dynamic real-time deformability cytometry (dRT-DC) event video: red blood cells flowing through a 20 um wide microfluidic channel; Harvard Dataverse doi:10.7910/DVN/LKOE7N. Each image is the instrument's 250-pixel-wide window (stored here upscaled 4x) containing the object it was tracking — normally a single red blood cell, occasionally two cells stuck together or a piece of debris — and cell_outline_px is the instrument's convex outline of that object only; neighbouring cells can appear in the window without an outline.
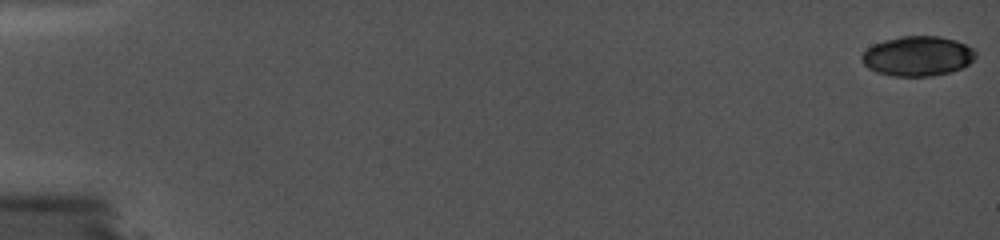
{"species": "common noctule bat (a hibernating species)", "species_latin": "Nyctalus noctula", "temperature_condition": "cold", "stored_images_in_passage": 30, "camera_frame_rate_fps": 5000, "um_per_image_px": 0.085, "animal": {"sex": "female", "body_mass_g": 19.0, "forearm_length_mm": 56.7}, "frame": {"image": 1, "passage_image": 1, "time_ms": 0.0, "image_size_px": [1000, 240], "cell_outline_px": [[976, 56], [968, 64], [952, 72], [932, 76], [892, 76], [876, 72], [868, 68], [860, 60], [860, 56], [872, 44], [884, 40], [900, 36], [940, 36], [956, 40], [972, 48], [976, 52]], "centroid_in_image_um": [77.97, 4.77], "position_along_channel_um": 7.0, "area_um2": 26.59}}
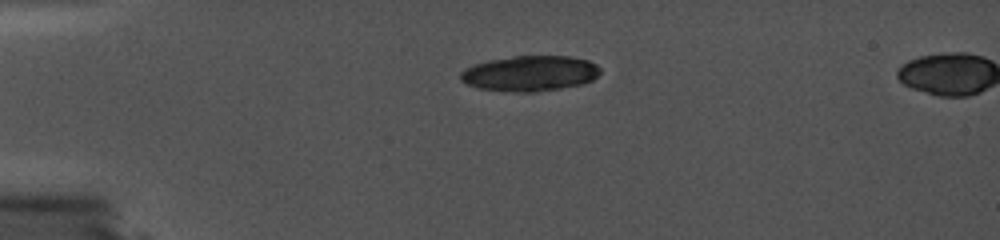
{"frame": {"image": 2, "passage_image": 24, "time_ms": 4.6, "image_size_px": [1000, 240], "cell_outline_px": [[600, 72], [592, 80], [580, 84], [560, 88], [532, 92], [512, 92], [480, 88], [468, 84], [460, 80], [460, 72], [464, 68], [472, 64], [488, 60], [512, 56], [572, 56], [588, 60], [596, 64], [600, 68]], "centroid_in_image_um": [45.02, 6.22], "position_along_channel_um": 40.0, "area_um2": 28.9}}